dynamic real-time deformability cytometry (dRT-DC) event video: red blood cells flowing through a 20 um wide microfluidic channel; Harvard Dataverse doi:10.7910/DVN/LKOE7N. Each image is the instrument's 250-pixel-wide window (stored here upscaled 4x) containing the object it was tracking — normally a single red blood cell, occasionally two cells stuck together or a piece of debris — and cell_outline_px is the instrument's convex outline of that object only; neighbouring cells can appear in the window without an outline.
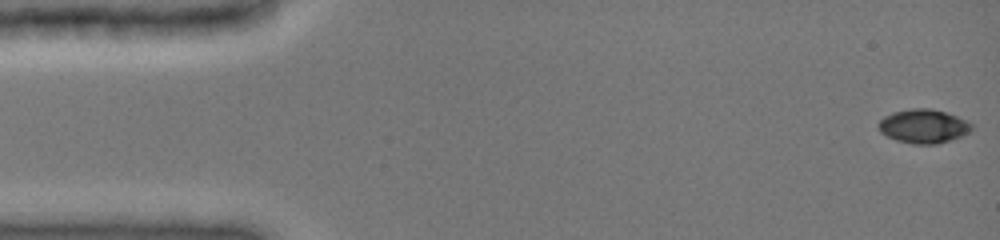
{"species": "common noctule bat (a hibernating species)", "species_latin": "Nyctalus noctula", "temperature_condition": "cold", "stored_images_in_passage": 45, "camera_frame_rate_fps": 3000, "um_per_image_px": 0.085, "animal": {"sex": "female", "body_mass_g": 19.0, "forearm_length_mm": 51.5}, "frame": {"image": 1, "passage_image": 1, "time_ms": 0.0, "image_size_px": [1000, 240], "cell_outline_px": [[972, 128], [968, 132], [960, 136], [936, 144], [912, 144], [896, 140], [880, 132], [876, 124], [884, 116], [892, 112], [912, 108], [932, 108], [968, 120], [972, 124]], "centroid_in_image_um": [78.46, 10.71], "position_along_channel_um": 6.5, "area_um2": 18.38}}
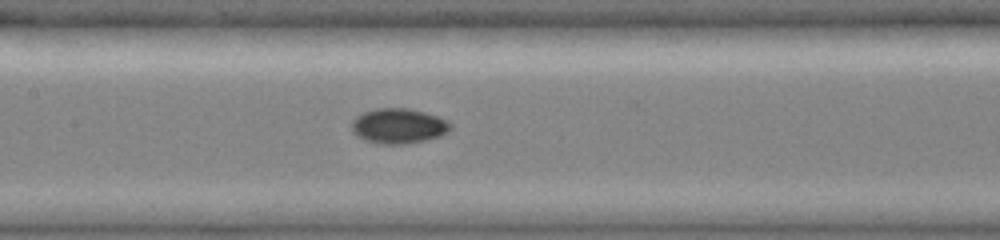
{"frame": {"image": 2, "passage_image": 26, "time_ms": 7.333, "image_size_px": [1000, 240], "cell_outline_px": [[452, 128], [448, 132], [440, 136], [424, 140], [404, 144], [380, 144], [364, 140], [356, 136], [352, 132], [352, 120], [356, 116], [364, 112], [376, 108], [408, 108], [424, 112], [448, 120], [452, 124]], "centroid_in_image_um": [33.87, 10.71], "position_along_channel_um": 173.5, "area_um2": 20.35}}
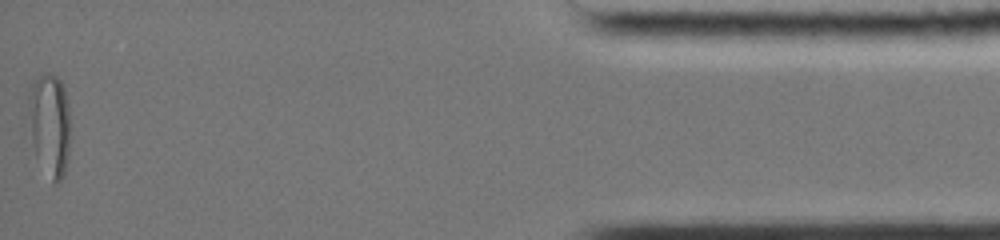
{"frame": {"image": 3, "passage_image": 45, "time_ms": 15.667, "image_size_px": [1000, 240], "cell_outline_px": [[68, 160], [64, 172], [60, 180], [52, 184], [36, 156], [32, 140], [28, 104], [28, 92], [32, 80], [44, 72], [48, 72], [56, 76], [60, 80], [64, 88], [68, 104]], "centroid_in_image_um": [4.2, 10.54], "position_along_channel_um": 431.0, "area_um2": 24.97}, "authors_computed_cell_mechanics": {"area_um2": 18.9584, "velocity_mm_per_s": 3.981, "shape_relaxation_time_tau1_ms": 11.3399, "shape_relaxation_time_tau2_ms": 2.1057, "deformation_change_tau1": 0.2426, "deformation_change_tau2": 0.0347}}